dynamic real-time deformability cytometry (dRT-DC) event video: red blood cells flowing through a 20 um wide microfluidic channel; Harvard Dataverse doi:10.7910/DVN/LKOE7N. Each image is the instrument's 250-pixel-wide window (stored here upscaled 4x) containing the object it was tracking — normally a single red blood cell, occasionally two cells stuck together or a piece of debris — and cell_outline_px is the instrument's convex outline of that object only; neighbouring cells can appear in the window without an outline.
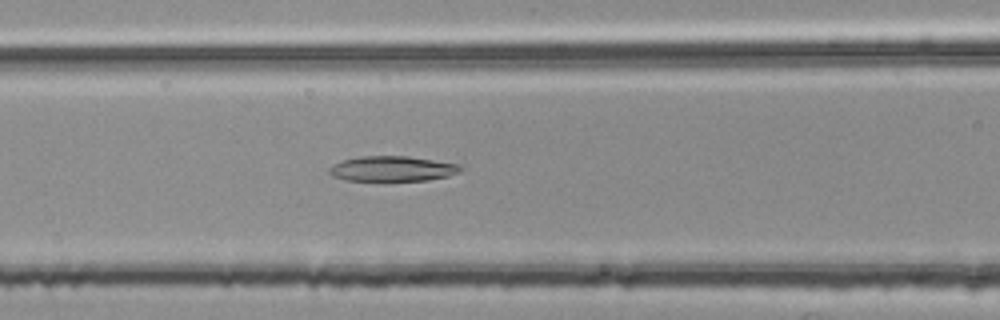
{"species": "common noctule bat (a hibernating species)", "species_latin": "Nyctalus noctula", "temperature_condition": "room temperature", "stored_images_in_passage": 39, "camera_frame_rate_fps": 3000, "um_per_image_px": 0.085, "animal": {"sex": "female", "body_mass_g": 25.1}, "frame": {"image": 1, "passage_image": 8, "time_ms": 2.333, "image_size_px": [1000, 320], "cell_outline_px": [[464, 168], [460, 172], [448, 176], [428, 180], [344, 180], [332, 176], [328, 172], [328, 168], [344, 160], [360, 156], [408, 156], [460, 164]], "centroid_in_image_um": [33.38, 14.34], "position_along_channel_um": 133.2, "area_um2": 19.19}}
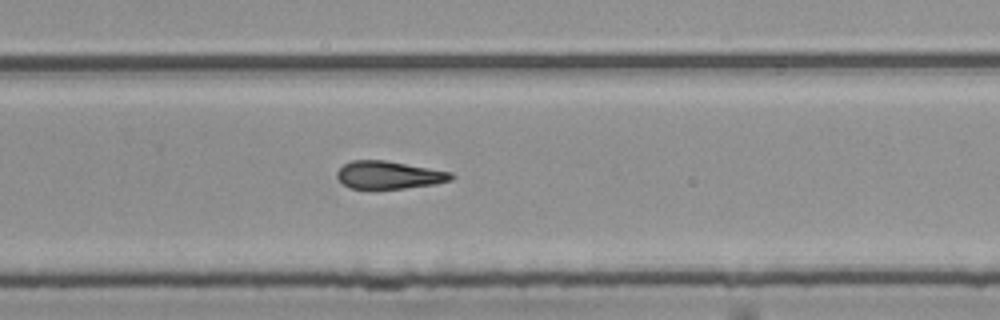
{"frame": {"image": 2, "passage_image": 21, "time_ms": 6.667, "image_size_px": [1000, 320], "cell_outline_px": [[456, 176], [452, 180], [436, 184], [404, 188], [348, 188], [336, 176], [336, 172], [344, 164], [352, 160], [384, 160], [452, 172]], "centroid_in_image_um": [33.08, 14.87], "position_along_channel_um": 296.7, "area_um2": 18.38}}
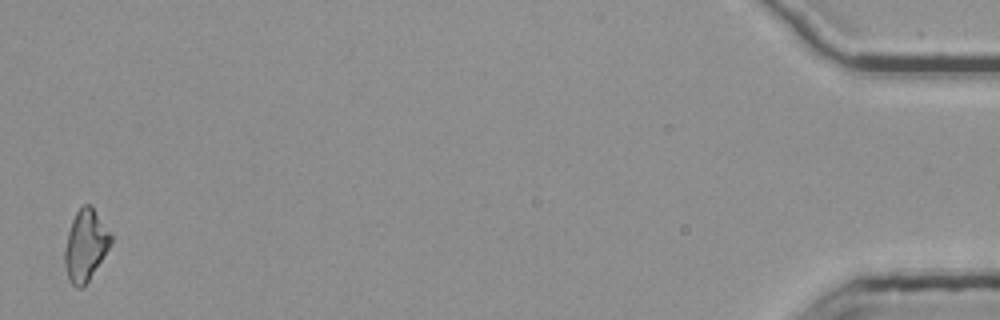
{"frame": {"image": 3, "passage_image": 39, "time_ms": 12.667, "image_size_px": [1000, 320], "cell_outline_px": [[112, 240], [108, 248], [88, 280], [80, 288], [76, 288], [72, 284], [68, 276], [64, 264], [64, 248], [68, 232], [72, 220], [76, 212], [84, 204], [92, 204], [112, 232]], "centroid_in_image_um": [7.27, 20.78], "position_along_channel_um": 427.9, "area_um2": 19.07}, "authors_computed_cell_mechanics": {"area_um2": 19.1318, "velocity_mm_per_s": 3.7854, "shape_relaxation_time_tau1_ms": null, "shape_relaxation_time_tau2_ms": 11.2741, "deformation_change_tau1": null, "deformation_change_tau2": 0.2887}}